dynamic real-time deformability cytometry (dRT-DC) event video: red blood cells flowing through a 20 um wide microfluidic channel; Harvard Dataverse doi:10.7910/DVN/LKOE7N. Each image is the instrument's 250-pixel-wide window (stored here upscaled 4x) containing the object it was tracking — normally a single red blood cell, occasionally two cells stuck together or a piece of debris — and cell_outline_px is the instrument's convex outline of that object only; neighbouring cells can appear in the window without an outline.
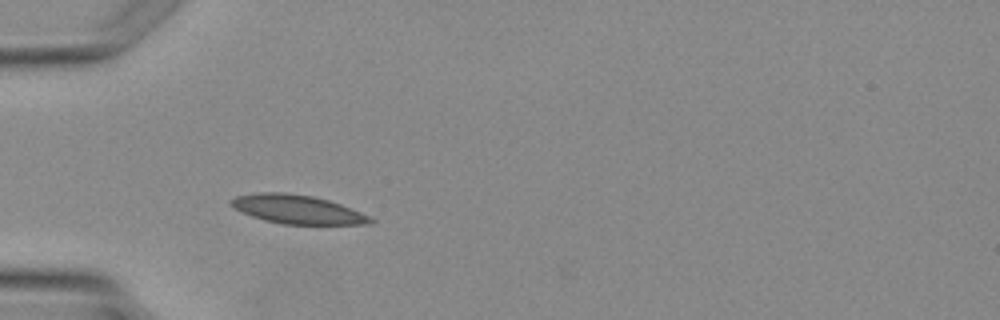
{"species": "Egyptian fruit bat (a non-hibernating species)", "species_latin": "Rousettus aegyptiacus", "temperature_condition": "warm", "stored_images_in_passage": 2, "camera_frame_rate_fps": 3000, "um_per_image_px": 0.085, "animal": {"sex": "female"}, "frame": {"image": 1, "passage_image": 2, "time_ms": 1.333, "image_size_px": [1000, 320], "cell_outline_px": [[376, 220], [372, 224], [284, 224], [264, 220], [252, 216], [232, 208], [228, 204], [228, 200], [236, 196], [260, 192], [284, 192], [312, 196], [328, 200], [340, 204], [360, 212]], "centroid_in_image_um": [25.22, 17.79], "position_along_channel_um": 59.8, "area_um2": 23.35}}